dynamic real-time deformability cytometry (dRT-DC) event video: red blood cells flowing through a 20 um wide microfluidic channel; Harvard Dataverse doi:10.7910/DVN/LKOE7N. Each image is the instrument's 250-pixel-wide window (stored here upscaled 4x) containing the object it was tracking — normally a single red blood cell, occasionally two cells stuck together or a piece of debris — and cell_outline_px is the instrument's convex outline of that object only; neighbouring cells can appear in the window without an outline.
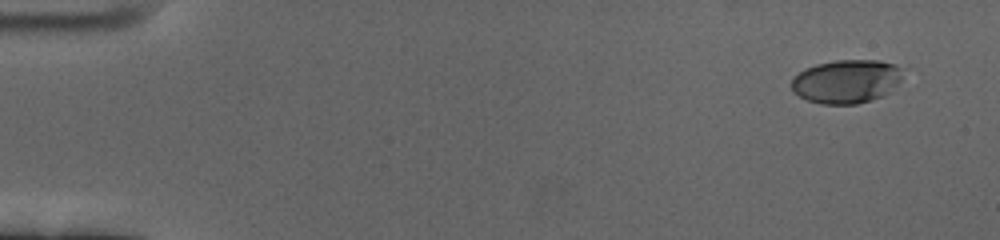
{"species": "human", "species_latin": "Homo sapiens", "temperature_condition": "cold", "stored_images_in_passage": 57, "camera_frame_rate_fps": 3000, "um_per_image_px": 0.085, "donor": {"sex": "female"}, "frame": {"image": 1, "passage_image": 1, "time_ms": 0.0, "image_size_px": [1000, 240], "cell_outline_px": [[904, 68], [900, 80], [884, 96], [872, 100], [856, 104], [820, 104], [808, 100], [792, 92], [792, 80], [804, 68], [816, 64], [836, 60], [880, 60], [896, 64]], "centroid_in_image_um": [71.97, 6.91], "position_along_channel_um": 13.0, "area_um2": 28.44}}
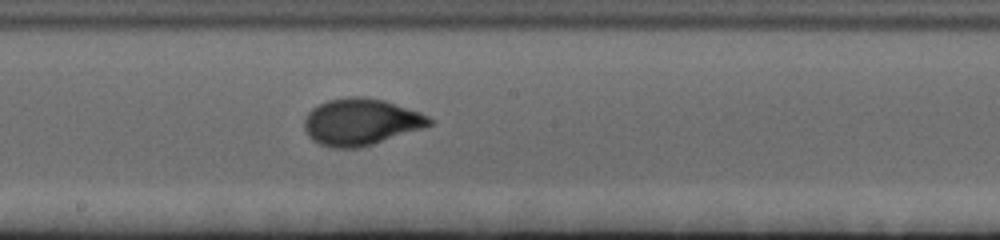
{"frame": {"image": 2, "passage_image": 31, "time_ms": 10.0, "image_size_px": [1000, 240], "cell_outline_px": [[432, 124], [372, 144], [356, 148], [332, 148], [320, 144], [312, 140], [308, 136], [304, 128], [304, 120], [308, 112], [312, 108], [328, 100], [348, 96], [364, 96], [384, 100], [420, 112], [428, 116], [432, 120]], "centroid_in_image_um": [30.62, 10.35], "position_along_channel_um": 217.6, "area_um2": 33.76}}
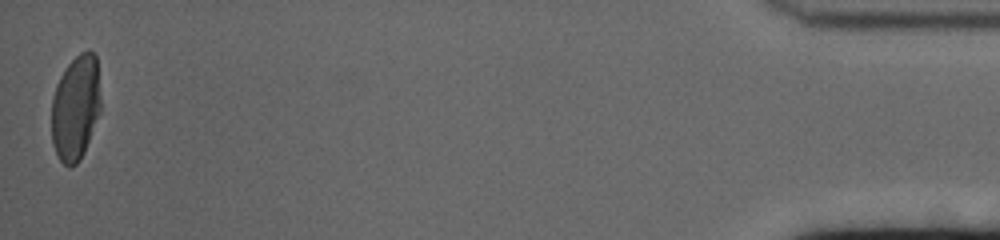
{"frame": {"image": 3, "passage_image": 57, "time_ms": 18.667, "image_size_px": [1000, 240], "cell_outline_px": [[100, 112], [84, 152], [80, 160], [76, 164], [68, 168], [60, 160], [52, 144], [52, 96], [56, 84], [60, 76], [68, 64], [80, 52], [88, 48], [96, 56], [100, 100]], "centroid_in_image_um": [6.42, 9.15], "position_along_channel_um": 428.8, "area_um2": 30.17}, "authors_computed_cell_mechanics": {"area_um2": 31.8478, "velocity_mm_per_s": 3.4169, "shape_relaxation_time_tau1_ms": 3.5904, "shape_relaxation_time_tau2_ms": null, "deformation_change_tau1": 0.168, "deformation_change_tau2": null}}